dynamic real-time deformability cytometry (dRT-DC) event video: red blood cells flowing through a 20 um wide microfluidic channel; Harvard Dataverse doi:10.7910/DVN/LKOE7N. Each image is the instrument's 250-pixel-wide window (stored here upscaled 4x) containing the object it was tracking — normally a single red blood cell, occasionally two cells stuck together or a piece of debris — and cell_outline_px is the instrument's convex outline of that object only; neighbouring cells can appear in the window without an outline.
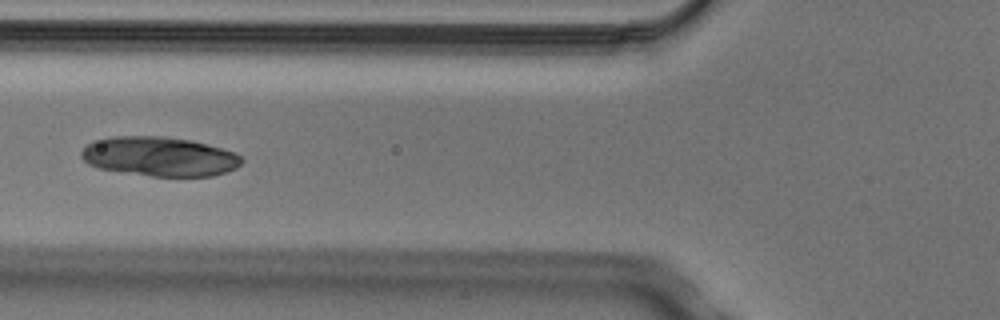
{"species": "Egyptian fruit bat (a non-hibernating species)", "species_latin": "Rousettus aegyptiacus", "temperature_condition": "cold", "stored_images_in_passage": 3, "camera_frame_rate_fps": 3000, "um_per_image_px": 0.085, "animal": {"sex": "male"}, "frame": {"image": 1, "passage_image": 3, "time_ms": 0.667, "image_size_px": [1000, 320], "cell_outline_px": [[244, 160], [236, 168], [212, 176], [152, 176], [96, 168], [88, 164], [80, 156], [80, 152], [92, 140], [112, 136], [160, 136], [188, 140], [236, 152]], "centroid_in_image_um": [13.51, 13.3], "position_along_channel_um": 112.3, "area_um2": 36.7}}